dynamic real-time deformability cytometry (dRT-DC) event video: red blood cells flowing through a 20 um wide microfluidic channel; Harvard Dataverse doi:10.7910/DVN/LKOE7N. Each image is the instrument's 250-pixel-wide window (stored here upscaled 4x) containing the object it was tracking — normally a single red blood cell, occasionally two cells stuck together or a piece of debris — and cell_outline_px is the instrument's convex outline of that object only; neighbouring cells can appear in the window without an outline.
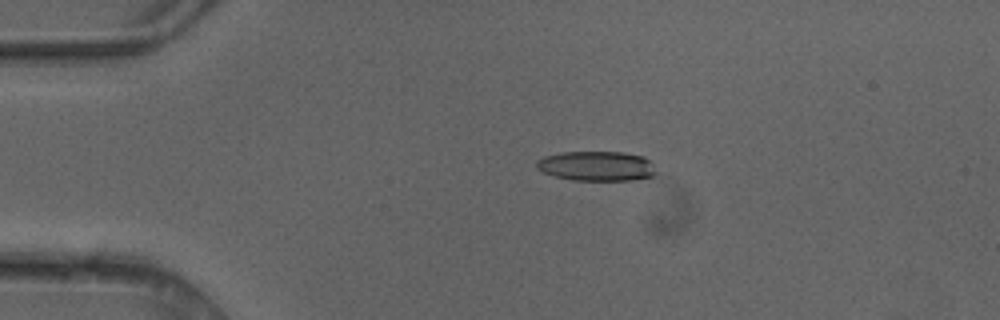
{"species": "common noctule bat (a hibernating species)", "species_latin": "Nyctalus noctula", "temperature_condition": "cold", "stored_images_in_passage": 5, "camera_frame_rate_fps": 3000, "um_per_image_px": 0.085, "animal": {"sex": "female"}, "frame": {"image": 1, "passage_image": 4, "time_ms": 1.0, "image_size_px": [1000, 320], "cell_outline_px": [[656, 172], [652, 176], [632, 180], [572, 180], [556, 176], [544, 172], [536, 168], [536, 160], [544, 156], [564, 152], [624, 152], [644, 156], [652, 164]], "centroid_in_image_um": [50.7, 14.11], "position_along_channel_um": 34.3, "area_um2": 20.63}}